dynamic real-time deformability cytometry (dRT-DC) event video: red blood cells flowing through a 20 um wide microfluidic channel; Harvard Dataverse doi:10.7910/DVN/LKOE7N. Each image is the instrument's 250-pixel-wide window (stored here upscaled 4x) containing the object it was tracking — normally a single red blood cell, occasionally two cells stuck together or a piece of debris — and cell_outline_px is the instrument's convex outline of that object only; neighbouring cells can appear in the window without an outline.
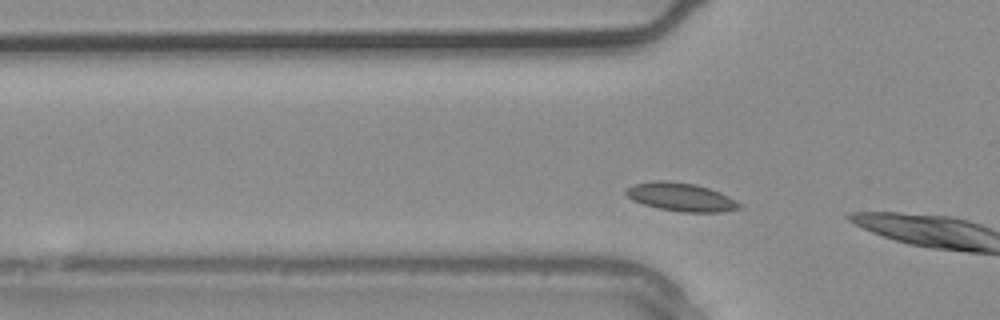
{"species": "common noctule bat (a hibernating species)", "species_latin": "Nyctalus noctula", "temperature_condition": "warm", "stored_images_in_passage": 6, "camera_frame_rate_fps": 3000, "um_per_image_px": 0.085, "animal": {"sex": "male", "body_mass_g": 20.4}, "frame": {"image": 1, "passage_image": 5, "time_ms": 1.333, "image_size_px": [1000, 320], "cell_outline_px": [[744, 204], [740, 208], [724, 212], [680, 212], [660, 208], [644, 204], [632, 200], [624, 192], [632, 184], [652, 180], [668, 180], [696, 184], [720, 192]], "centroid_in_image_um": [57.9, 16.74], "position_along_channel_um": 67.9, "area_um2": 18.9}}